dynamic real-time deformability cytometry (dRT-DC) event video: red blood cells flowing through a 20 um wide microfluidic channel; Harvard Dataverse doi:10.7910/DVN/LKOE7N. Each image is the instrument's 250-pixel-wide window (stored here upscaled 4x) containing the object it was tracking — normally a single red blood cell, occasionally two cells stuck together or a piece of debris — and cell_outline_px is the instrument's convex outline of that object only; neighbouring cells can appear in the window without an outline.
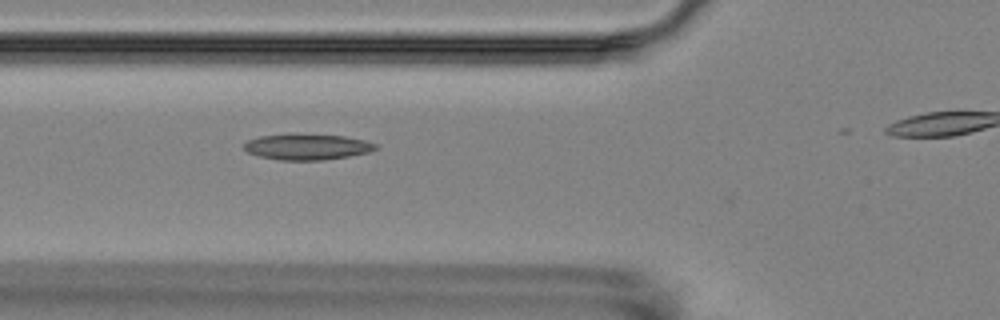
{"species": "Egyptian fruit bat (a non-hibernating species)", "species_latin": "Rousettus aegyptiacus", "temperature_condition": "room temperature", "stored_images_in_passage": 4, "camera_frame_rate_fps": 3000, "um_per_image_px": 0.085, "animal": {"sex": "female"}, "frame": {"image": 1, "passage_image": 3, "time_ms": 3.333, "image_size_px": [1000, 320], "cell_outline_px": [[380, 148], [368, 152], [348, 156], [320, 160], [280, 160], [260, 156], [248, 152], [244, 148], [244, 144], [248, 140], [260, 136], [288, 132], [344, 136], [364, 140], [376, 144]], "centroid_in_image_um": [26.09, 12.45], "position_along_channel_um": 99.7, "area_um2": 20.11}}